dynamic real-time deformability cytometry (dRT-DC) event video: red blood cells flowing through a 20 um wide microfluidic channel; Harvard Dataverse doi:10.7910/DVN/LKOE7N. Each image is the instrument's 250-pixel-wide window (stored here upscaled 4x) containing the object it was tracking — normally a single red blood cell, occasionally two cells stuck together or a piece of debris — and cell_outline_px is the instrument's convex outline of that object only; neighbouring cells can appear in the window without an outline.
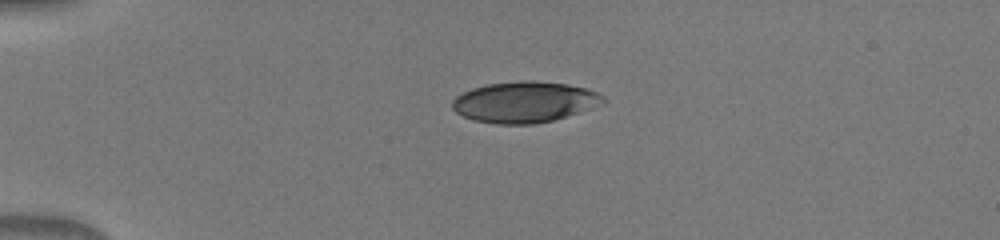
{"species": "human", "species_latin": "Homo sapiens", "temperature_condition": "warm", "stored_images_in_passage": 38, "camera_frame_rate_fps": 3000, "um_per_image_px": 0.085, "donor": {"sex": "male"}, "frame": {"image": 1, "passage_image": 1, "time_ms": 0.0, "image_size_px": [1000, 240], "cell_outline_px": [[604, 100], [588, 108], [552, 120], [532, 124], [496, 124], [476, 120], [464, 116], [456, 112], [452, 108], [452, 100], [456, 96], [472, 88], [488, 84], [524, 80], [536, 80], [568, 84], [584, 88], [596, 92], [604, 96]], "centroid_in_image_um": [44.51, 8.66], "position_along_channel_um": 40.5, "area_um2": 35.37}}
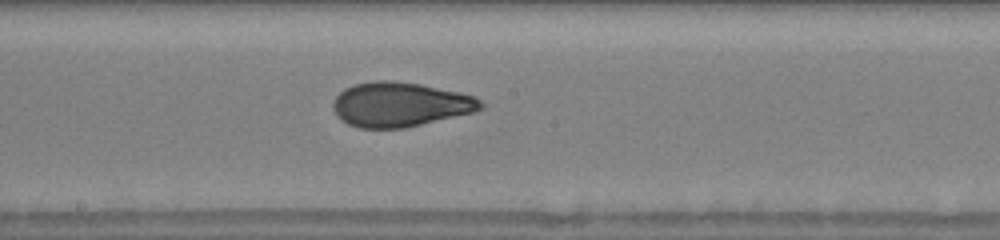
{"frame": {"image": 2, "passage_image": 17, "time_ms": 5.333, "image_size_px": [1000, 240], "cell_outline_px": [[484, 108], [476, 112], [404, 128], [360, 128], [348, 124], [340, 120], [336, 116], [332, 108], [332, 104], [336, 96], [344, 88], [352, 84], [372, 80], [392, 80], [420, 84], [460, 92], [476, 96], [484, 104]], "centroid_in_image_um": [34.0, 8.87], "position_along_channel_um": 214.2, "area_um2": 38.84}}
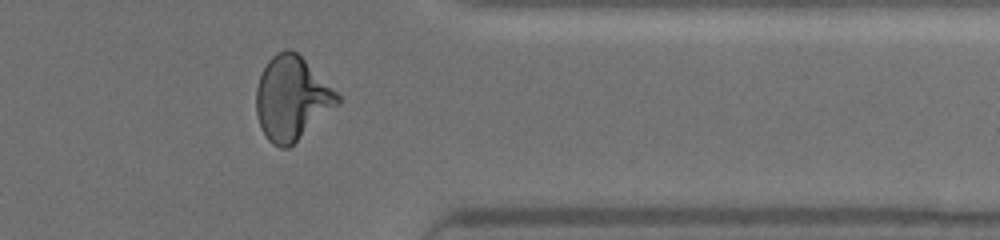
{"frame": {"image": 3, "passage_image": 30, "time_ms": 9.667, "image_size_px": [1000, 240], "cell_outline_px": [[340, 104], [288, 148], [280, 148], [272, 144], [268, 140], [260, 128], [256, 112], [256, 88], [260, 76], [268, 60], [276, 52], [288, 48], [296, 52], [340, 96]], "centroid_in_image_um": [24.77, 8.38], "position_along_channel_um": 386.6, "area_um2": 39.36}}